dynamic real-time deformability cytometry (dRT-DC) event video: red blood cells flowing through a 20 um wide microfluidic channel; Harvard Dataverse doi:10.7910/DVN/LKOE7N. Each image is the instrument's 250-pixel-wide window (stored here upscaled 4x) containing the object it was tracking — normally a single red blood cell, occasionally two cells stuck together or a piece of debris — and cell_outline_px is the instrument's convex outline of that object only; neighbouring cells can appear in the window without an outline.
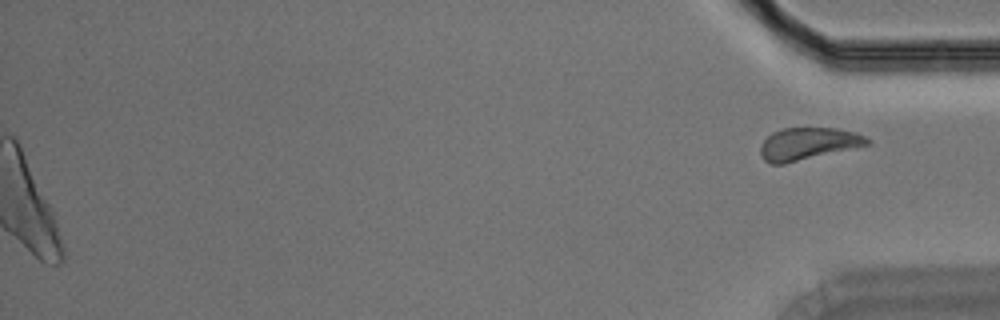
{"species": "Egyptian fruit bat (a non-hibernating species)", "species_latin": "Rousettus aegyptiacus", "temperature_condition": "room temperature", "stored_images_in_passage": 39, "segment_of_instrument_passage": [2, 2], "camera_frame_rate_fps": 3000, "um_per_image_px": 0.085, "animal": {"sex": "male"}, "frame": {"image": 1, "passage_image": 39, "time_ms": 12.667, "image_size_px": [1000, 320], "cell_outline_px": [[872, 144], [784, 164], [772, 164], [764, 160], [760, 156], [760, 144], [772, 132], [780, 128], [836, 128], [856, 132], [868, 136], [872, 140]], "centroid_in_image_um": [68.71, 12.21], "position_along_channel_um": 366.5, "area_um2": 20.4}}